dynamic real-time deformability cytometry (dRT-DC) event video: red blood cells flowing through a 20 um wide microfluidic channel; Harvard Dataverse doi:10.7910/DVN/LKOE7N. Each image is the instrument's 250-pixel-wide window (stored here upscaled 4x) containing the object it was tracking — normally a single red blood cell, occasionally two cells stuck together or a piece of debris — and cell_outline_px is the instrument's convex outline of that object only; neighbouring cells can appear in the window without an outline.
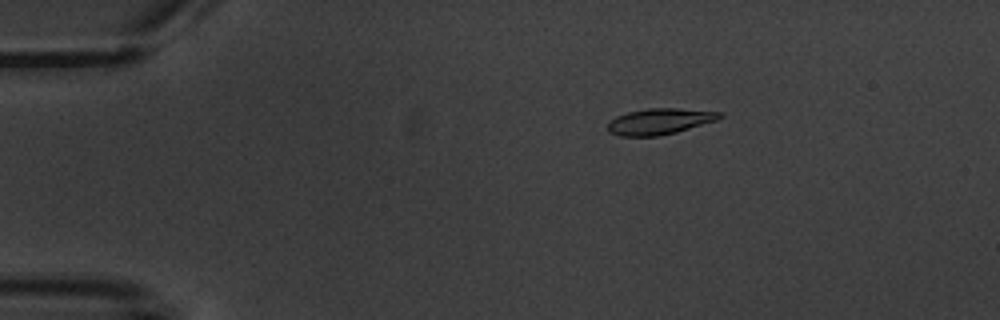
{"species": "common noctule bat (a hibernating species)", "species_latin": "Nyctalus noctula", "temperature_condition": "warm", "stored_images_in_passage": 6, "camera_frame_rate_fps": 3000, "um_per_image_px": 0.085, "animal": {"sex": "male", "body_mass_g": 20.1, "forearm_length_mm": 53.5}, "frame": {"image": 1, "passage_image": 3, "time_ms": 2.333, "image_size_px": [1000, 320], "cell_outline_px": [[724, 116], [716, 120], [676, 132], [660, 136], [620, 136], [608, 132], [608, 120], [616, 116], [628, 112], [648, 108], [676, 108], [720, 112]], "centroid_in_image_um": [56.02, 10.32], "position_along_channel_um": 29.0, "area_um2": 16.94}}
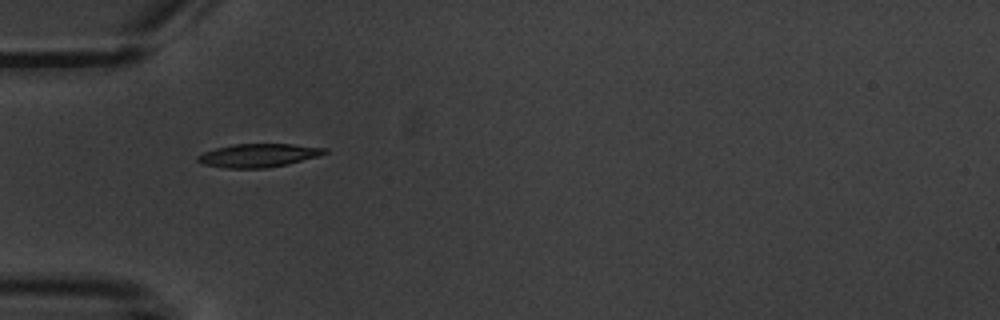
{"frame": {"image": 2, "passage_image": 5, "time_ms": 5.0, "image_size_px": [1000, 320], "cell_outline_px": [[328, 152], [316, 156], [288, 164], [268, 168], [224, 168], [204, 164], [196, 160], [196, 156], [204, 152], [216, 148], [232, 144], [292, 144], [328, 148]], "centroid_in_image_um": [21.94, 13.21], "position_along_channel_um": 63.1, "area_um2": 17.28}}